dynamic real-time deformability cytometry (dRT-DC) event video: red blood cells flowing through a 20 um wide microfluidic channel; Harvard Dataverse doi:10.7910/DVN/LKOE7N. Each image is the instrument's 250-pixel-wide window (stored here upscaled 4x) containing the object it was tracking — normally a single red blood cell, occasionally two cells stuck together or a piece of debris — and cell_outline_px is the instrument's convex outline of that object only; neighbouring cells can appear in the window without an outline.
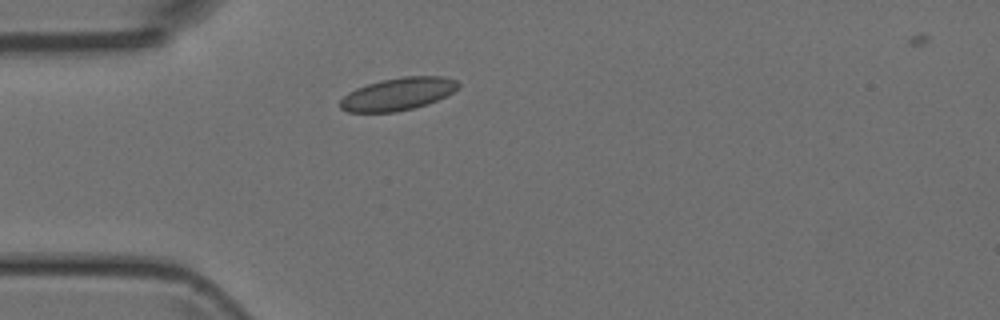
{"species": "Egyptian fruit bat (a non-hibernating species)", "species_latin": "Rousettus aegyptiacus", "temperature_condition": "room temperature", "stored_images_in_passage": 2, "camera_frame_rate_fps": 3000, "um_per_image_px": 0.085, "animal": {"sex": "female"}, "frame": {"image": 1, "passage_image": 2, "time_ms": 1.0, "image_size_px": [1000, 320], "cell_outline_px": [[460, 88], [428, 104], [396, 112], [348, 112], [340, 108], [340, 100], [348, 92], [356, 88], [380, 80], [404, 76], [444, 76], [456, 80], [460, 84]], "centroid_in_image_um": [33.83, 7.98], "position_along_channel_um": 51.2, "area_um2": 22.43}}